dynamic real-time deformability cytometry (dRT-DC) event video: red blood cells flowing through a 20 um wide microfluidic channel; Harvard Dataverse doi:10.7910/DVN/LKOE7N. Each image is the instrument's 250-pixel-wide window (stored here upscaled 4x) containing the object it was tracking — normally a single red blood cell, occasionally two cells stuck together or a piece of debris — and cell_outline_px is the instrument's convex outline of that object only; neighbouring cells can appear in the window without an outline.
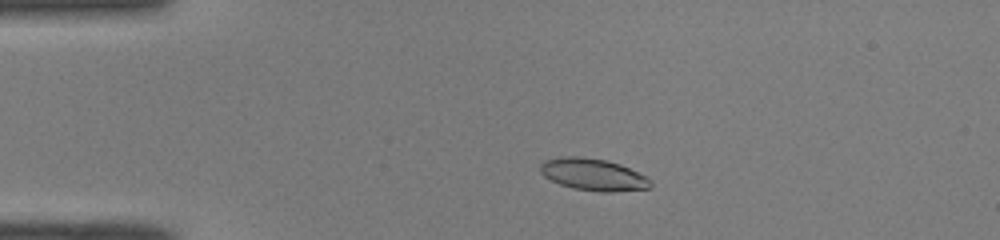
{"species": "common noctule bat (a hibernating species)", "species_latin": "Nyctalus noctula", "temperature_condition": "room temperature", "stored_images_in_passage": 46, "camera_frame_rate_fps": 3000, "um_per_image_px": 0.085, "animal": {"sex": "male", "body_mass_g": 19.0, "forearm_length_mm": 50.8}, "frame": {"image": 1, "passage_image": 7, "time_ms": 2.0, "image_size_px": [1000, 240], "cell_outline_px": [[652, 188], [612, 192], [600, 192], [572, 188], [560, 184], [544, 176], [540, 172], [540, 164], [544, 160], [560, 156], [580, 156], [608, 160], [620, 164], [648, 176], [652, 180]], "centroid_in_image_um": [50.45, 14.83], "position_along_channel_um": 34.5, "area_um2": 20.92}}
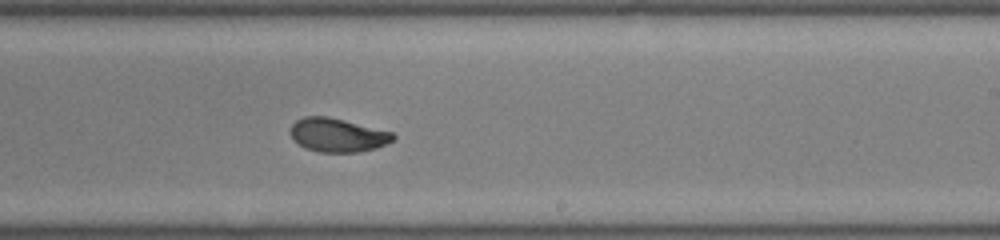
{"frame": {"image": 2, "passage_image": 27, "time_ms": 8.667, "image_size_px": [1000, 240], "cell_outline_px": [[396, 136], [392, 140], [376, 148], [360, 152], [320, 152], [304, 148], [292, 140], [288, 132], [292, 124], [296, 120], [304, 116], [328, 116], [392, 132]], "centroid_in_image_um": [28.62, 11.48], "position_along_channel_um": 260.4, "area_um2": 20.29}}
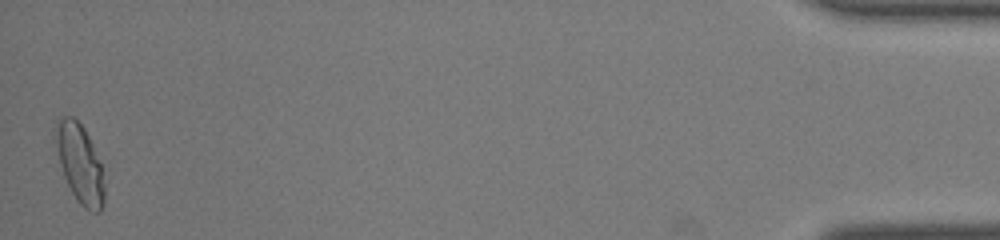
{"frame": {"image": 3, "passage_image": 46, "time_ms": 15.0, "image_size_px": [1000, 240], "cell_outline_px": [[104, 204], [100, 212], [88, 212], [76, 200], [64, 176], [60, 164], [52, 136], [52, 132], [56, 124], [64, 116], [72, 116], [84, 128], [92, 144], [100, 164], [104, 184]], "centroid_in_image_um": [6.76, 13.91], "position_along_channel_um": 428.4, "area_um2": 22.43}, "authors_computed_cell_mechanics": {"area_um2": 20.3745, "velocity_mm_per_s": 4.0615, "shape_relaxation_time_tau1_ms": 3.6919, "shape_relaxation_time_tau2_ms": 0.7734, "deformation_change_tau1": 0.149, "deformation_change_tau2": 0.0354}}